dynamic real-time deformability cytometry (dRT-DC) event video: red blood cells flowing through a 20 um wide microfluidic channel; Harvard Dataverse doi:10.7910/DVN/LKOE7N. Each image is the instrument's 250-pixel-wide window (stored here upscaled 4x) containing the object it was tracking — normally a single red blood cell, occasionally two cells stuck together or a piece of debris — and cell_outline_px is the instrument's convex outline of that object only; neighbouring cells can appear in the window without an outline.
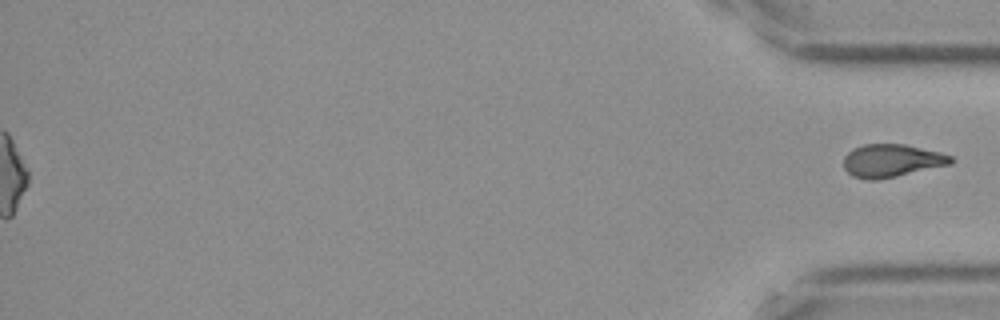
{"species": "Egyptian fruit bat (a non-hibernating species)", "species_latin": "Rousettus aegyptiacus", "temperature_condition": "cold", "stored_images_in_passage": 41, "segment_of_instrument_passage": [2, 2], "camera_frame_rate_fps": 3000, "um_per_image_px": 0.085, "frame": {"image": 1, "passage_image": 41, "time_ms": 13.333, "image_size_px": [1000, 320], "cell_outline_px": [[952, 164], [896, 176], [876, 180], [868, 180], [852, 176], [844, 168], [844, 156], [852, 148], [864, 144], [904, 144], [940, 152], [952, 156]], "centroid_in_image_um": [75.77, 13.65], "position_along_channel_um": 359.4, "area_um2": 20.52}}